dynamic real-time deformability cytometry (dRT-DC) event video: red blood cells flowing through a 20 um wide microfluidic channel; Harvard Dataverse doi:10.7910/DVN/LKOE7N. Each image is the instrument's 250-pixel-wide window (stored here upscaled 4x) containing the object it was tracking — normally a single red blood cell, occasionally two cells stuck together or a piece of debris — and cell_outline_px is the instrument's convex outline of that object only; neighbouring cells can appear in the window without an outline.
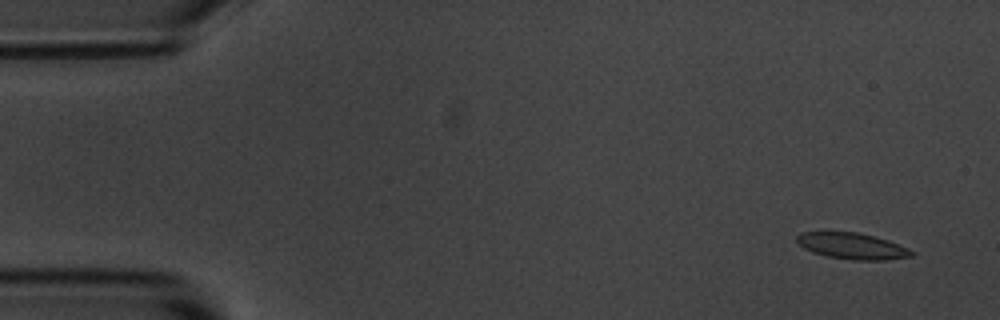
{"species": "common noctule bat (a hibernating species)", "species_latin": "Nyctalus noctula", "temperature_condition": "room temperature", "stored_images_in_passage": 5, "camera_frame_rate_fps": 3000, "um_per_image_px": 0.085, "animal": {"sex": "male", "body_mass_g": 20.1, "forearm_length_mm": 53.5}, "frame": {"image": 1, "passage_image": 1, "time_ms": 0.0, "image_size_px": [1000, 320], "cell_outline_px": [[916, 252], [912, 256], [888, 260], [852, 260], [828, 256], [812, 252], [804, 248], [796, 240], [796, 236], [800, 232], [860, 232], [888, 240], [908, 248]], "centroid_in_image_um": [72.46, 20.91], "position_along_channel_um": 12.5, "area_um2": 17.57}}
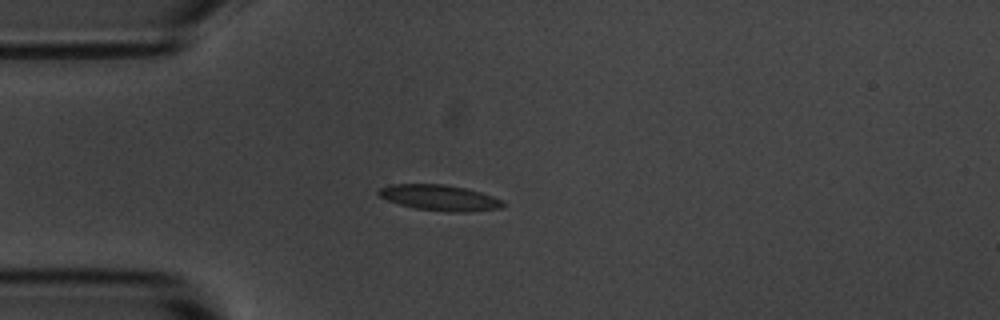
{"frame": {"image": 2, "passage_image": 4, "time_ms": 3.667, "image_size_px": [1000, 320], "cell_outline_px": [[504, 208], [472, 212], [448, 212], [416, 208], [400, 204], [388, 200], [380, 196], [376, 192], [380, 188], [388, 184], [444, 184], [464, 188], [480, 192], [504, 200]], "centroid_in_image_um": [37.4, 16.81], "position_along_channel_um": 47.6, "area_um2": 18.73}}